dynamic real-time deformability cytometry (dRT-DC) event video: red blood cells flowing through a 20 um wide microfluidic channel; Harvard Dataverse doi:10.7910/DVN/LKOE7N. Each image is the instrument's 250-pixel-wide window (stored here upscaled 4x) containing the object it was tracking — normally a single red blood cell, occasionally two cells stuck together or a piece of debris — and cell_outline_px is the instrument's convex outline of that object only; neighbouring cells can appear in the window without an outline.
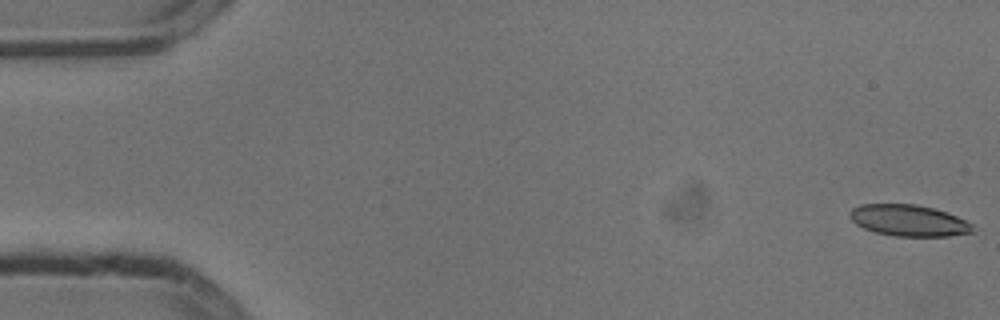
{"species": "common noctule bat (a hibernating species)", "species_latin": "Nyctalus noctula", "temperature_condition": "cold", "stored_images_in_passage": 15, "camera_frame_rate_fps": 3000, "um_per_image_px": 0.085, "animal": {"sex": "male", "body_mass_g": 13.3}, "frame": {"image": 1, "passage_image": 1, "time_ms": 0.0, "image_size_px": [1000, 320], "cell_outline_px": [[976, 232], [948, 236], [892, 236], [876, 232], [864, 228], [856, 224], [848, 216], [848, 212], [852, 208], [860, 204], [916, 204], [932, 208], [956, 216], [972, 224]], "centroid_in_image_um": [77.22, 18.74], "position_along_channel_um": 7.8, "area_um2": 22.48}}
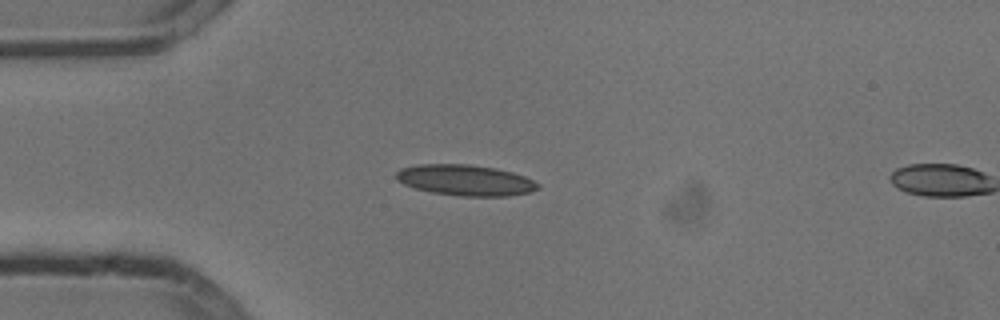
{"frame": {"image": 2, "passage_image": 14, "time_ms": 4.333, "image_size_px": [1000, 320], "cell_outline_px": [[540, 188], [528, 192], [508, 196], [460, 196], [432, 192], [416, 188], [404, 184], [396, 180], [396, 172], [400, 168], [416, 164], [468, 164], [496, 168], [512, 172], [524, 176], [540, 184]], "centroid_in_image_um": [39.54, 15.31], "position_along_channel_um": 45.5, "area_um2": 25.49}}